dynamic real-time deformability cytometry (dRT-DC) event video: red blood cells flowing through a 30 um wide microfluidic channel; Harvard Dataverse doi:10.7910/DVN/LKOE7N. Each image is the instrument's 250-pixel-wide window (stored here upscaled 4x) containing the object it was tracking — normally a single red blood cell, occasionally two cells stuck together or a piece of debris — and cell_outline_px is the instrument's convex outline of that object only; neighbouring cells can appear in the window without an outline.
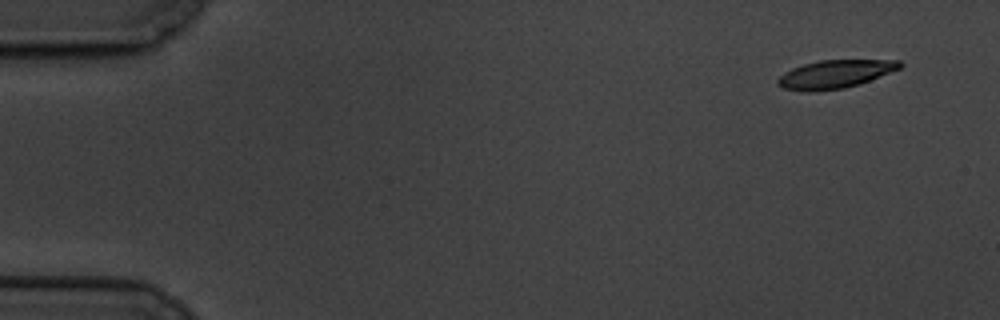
{"species": "common noctule bat (a hibernating species)", "species_latin": "Nyctalus noctula", "temperature_condition": "cold", "stored_images_in_passage": 11, "camera_frame_rate_fps": 3000, "um_per_image_px": 0.085, "animal": {"sex": "male", "body_mass_g": 19.5, "forearm_length_mm": 54.6}, "frame": {"image": 1, "passage_image": 1, "time_ms": 0.0, "image_size_px": [1000, 320], "cell_outline_px": [[904, 64], [900, 68], [860, 84], [844, 88], [812, 92], [808, 92], [784, 88], [776, 84], [776, 80], [784, 72], [792, 68], [804, 64], [820, 60], [900, 60]], "centroid_in_image_um": [70.96, 6.3], "position_along_channel_um": 14.0, "area_um2": 20.06}}
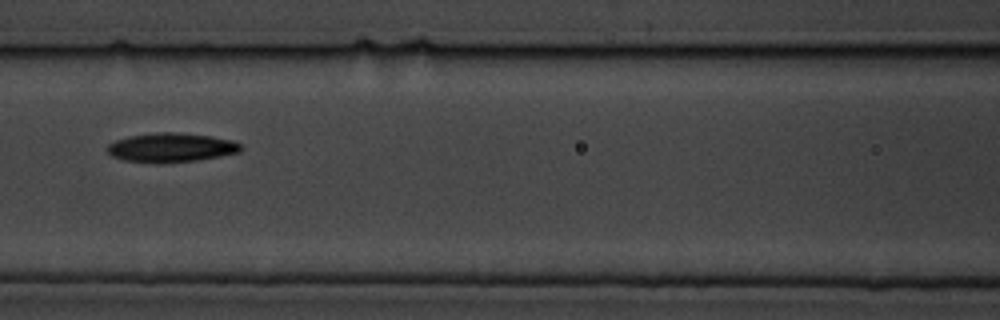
{"frame": {"image": 2, "passage_image": 7, "time_ms": 7.667, "image_size_px": [1000, 320], "cell_outline_px": [[244, 148], [240, 152], [220, 156], [196, 160], [160, 164], [156, 164], [124, 160], [112, 156], [108, 152], [108, 144], [116, 140], [128, 136], [156, 132], [176, 132], [212, 136], [232, 140], [240, 144]], "centroid_in_image_um": [14.55, 12.55], "position_along_channel_um": 152.0, "area_um2": 22.89}}
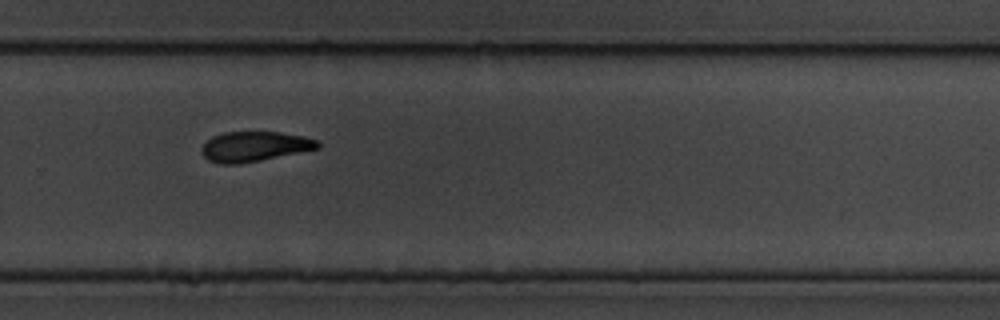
{"frame": {"image": 3, "passage_image": 11, "time_ms": 12.333, "image_size_px": [1000, 320], "cell_outline_px": [[320, 148], [240, 164], [220, 164], [208, 160], [204, 156], [200, 148], [212, 136], [224, 132], [280, 132], [304, 136], [316, 140], [320, 144]], "centroid_in_image_um": [21.61, 12.45], "position_along_channel_um": 308.2, "area_um2": 20.23}}